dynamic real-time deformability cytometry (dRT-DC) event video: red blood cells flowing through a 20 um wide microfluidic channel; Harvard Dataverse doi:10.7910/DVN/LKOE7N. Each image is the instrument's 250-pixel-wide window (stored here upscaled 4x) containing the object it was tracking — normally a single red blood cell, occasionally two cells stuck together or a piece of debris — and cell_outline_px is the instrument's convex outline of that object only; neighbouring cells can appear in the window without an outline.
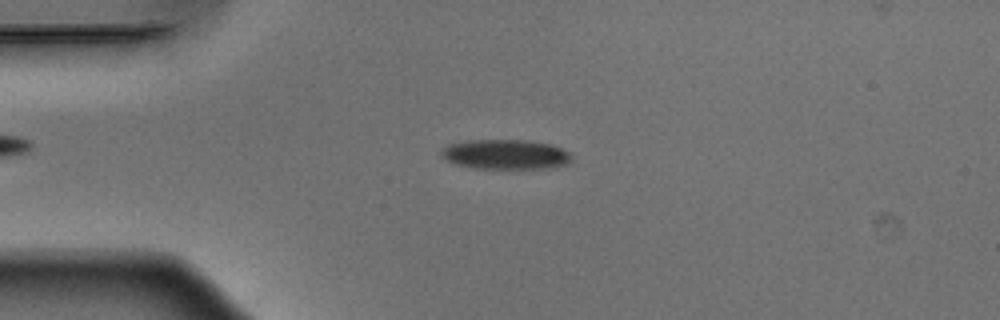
{"species": "Egyptian fruit bat (a non-hibernating species)", "species_latin": "Rousettus aegyptiacus", "temperature_condition": "warm", "stored_images_in_passage": 50, "camera_frame_rate_fps": 3000, "um_per_image_px": 0.085, "animal": {"sex": "male"}, "frame": {"image": 1, "passage_image": 12, "time_ms": 3.667, "image_size_px": [1000, 320], "cell_outline_px": [[572, 160], [568, 164], [556, 168], [480, 168], [456, 164], [440, 156], [440, 152], [448, 144], [468, 140], [528, 140], [552, 144], [568, 152], [572, 156]], "centroid_in_image_um": [43.02, 13.12], "position_along_channel_um": 42.0, "area_um2": 22.66}}
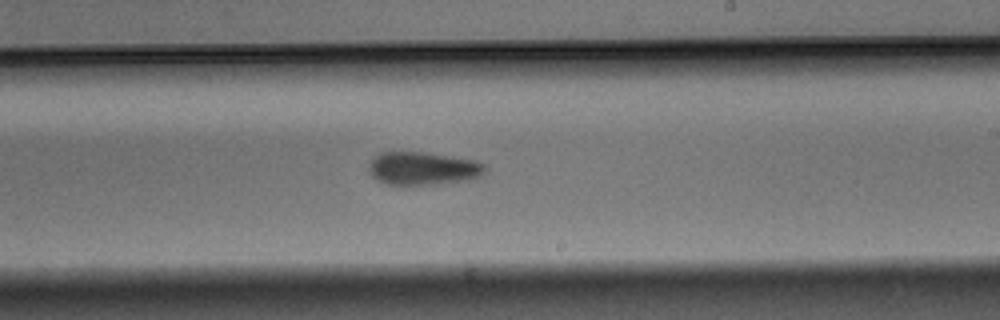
{"frame": {"image": 2, "passage_image": 30, "time_ms": 9.667, "image_size_px": [1000, 320], "cell_outline_px": [[488, 168], [480, 176], [472, 180], [432, 184], [388, 184], [376, 180], [368, 172], [368, 164], [380, 152], [424, 152], [476, 160], [484, 164]], "centroid_in_image_um": [35.96, 14.31], "position_along_channel_um": 253.0, "area_um2": 22.48}}
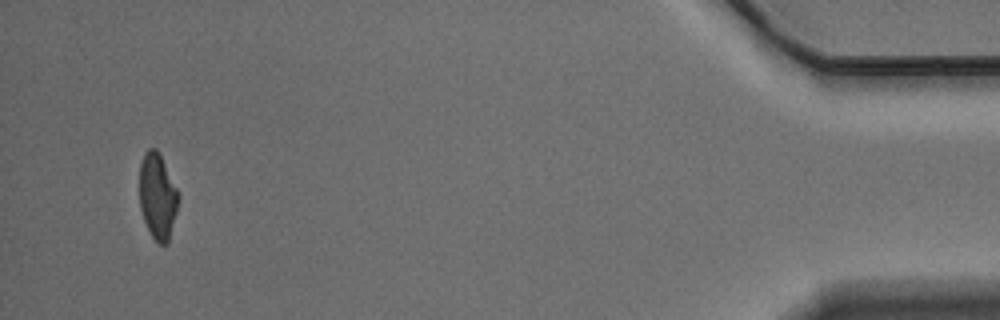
{"frame": {"image": 3, "passage_image": 49, "time_ms": 16.0, "image_size_px": [1000, 320], "cell_outline_px": [[180, 196], [168, 244], [160, 244], [152, 236], [144, 220], [140, 208], [140, 164], [144, 152], [148, 148], [156, 148], [160, 152]], "centroid_in_image_um": [13.4, 16.64], "position_along_channel_um": 421.8, "area_um2": 19.48}}